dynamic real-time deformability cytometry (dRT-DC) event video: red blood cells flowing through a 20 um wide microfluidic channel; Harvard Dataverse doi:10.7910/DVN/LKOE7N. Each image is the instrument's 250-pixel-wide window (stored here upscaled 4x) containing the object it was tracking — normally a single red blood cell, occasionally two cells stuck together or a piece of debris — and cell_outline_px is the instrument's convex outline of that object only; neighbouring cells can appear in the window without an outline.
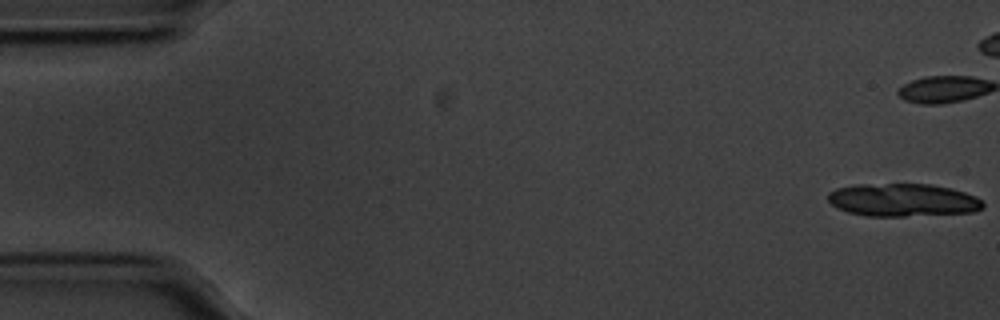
{"species": "common noctule bat (a hibernating species)", "species_latin": "Nyctalus noctula", "temperature_condition": "cold", "stored_images_in_passage": 14, "camera_frame_rate_fps": 3000, "um_per_image_px": 0.085, "animal": {"sex": "male", "body_mass_g": 20.1, "forearm_length_mm": 53.5}, "frame": {"image": 1, "passage_image": 1, "time_ms": 0.0, "image_size_px": [1000, 320], "cell_outline_px": [[984, 208], [972, 212], [904, 216], [864, 216], [848, 212], [836, 208], [828, 200], [828, 192], [836, 188], [856, 184], [932, 184], [952, 188], [976, 196], [984, 200]], "centroid_in_image_um": [76.75, 17.0], "position_along_channel_um": 8.3, "area_um2": 30.0}}